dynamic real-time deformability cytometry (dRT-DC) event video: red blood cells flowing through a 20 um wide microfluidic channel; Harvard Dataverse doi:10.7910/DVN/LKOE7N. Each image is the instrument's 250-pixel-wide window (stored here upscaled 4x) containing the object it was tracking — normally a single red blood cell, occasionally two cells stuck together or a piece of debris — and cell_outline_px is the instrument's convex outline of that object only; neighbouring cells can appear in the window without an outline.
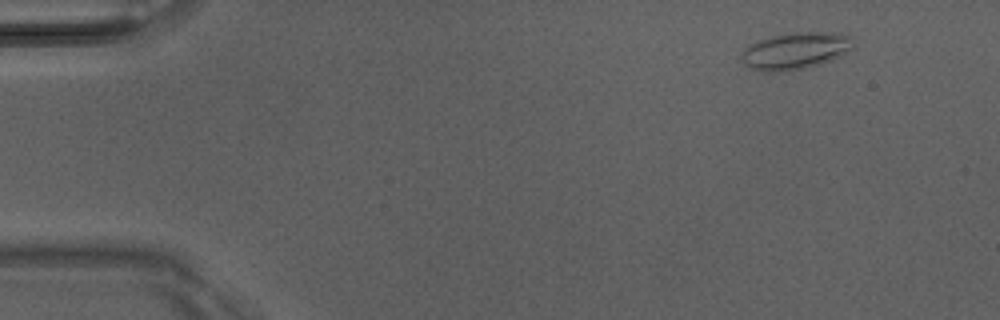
{"species": "Egyptian fruit bat (a non-hibernating species)", "species_latin": "Rousettus aegyptiacus", "temperature_condition": "room temperature", "stored_images_in_passage": 4, "camera_frame_rate_fps": 3000, "um_per_image_px": 0.085, "animal": {"sex": "male"}, "frame": {"image": 1, "passage_image": 1, "time_ms": 0.0, "image_size_px": [1000, 320], "cell_outline_px": [[852, 48], [840, 56], [832, 60], [804, 68], [780, 72], [764, 72], [752, 68], [744, 64], [740, 60], [740, 52], [748, 44], [772, 36], [792, 32], [840, 32], [852, 36]], "centroid_in_image_um": [67.58, 4.31], "position_along_channel_um": 17.4, "area_um2": 24.28}}